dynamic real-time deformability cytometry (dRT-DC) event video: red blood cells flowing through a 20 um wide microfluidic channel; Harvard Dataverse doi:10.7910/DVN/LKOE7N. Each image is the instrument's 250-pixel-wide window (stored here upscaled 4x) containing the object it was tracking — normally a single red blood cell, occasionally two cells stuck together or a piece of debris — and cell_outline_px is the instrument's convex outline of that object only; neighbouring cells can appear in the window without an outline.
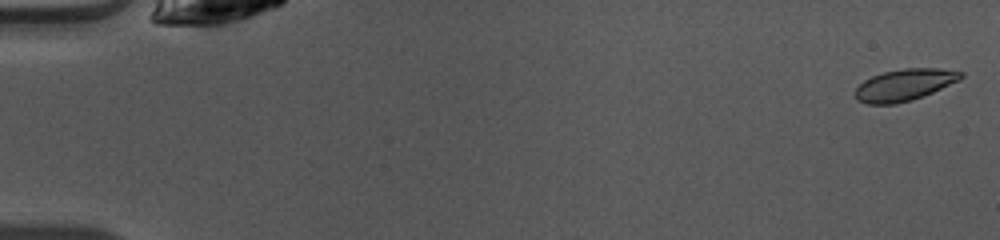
{"species": "common noctule bat (a hibernating species)", "species_latin": "Nyctalus noctula", "temperature_condition": "warm", "stored_images_in_passage": 49, "camera_frame_rate_fps": 3000, "um_per_image_px": 0.085, "animal": {"sex": "female", "body_mass_g": 10.0, "forearm_length_mm": 53.1}, "frame": {"image": 1, "passage_image": 1, "time_ms": 0.0, "image_size_px": [1000, 240], "cell_outline_px": [[964, 76], [960, 80], [932, 92], [912, 100], [896, 104], [864, 104], [856, 100], [856, 88], [864, 80], [872, 76], [884, 72], [904, 68], [940, 68], [964, 72]], "centroid_in_image_um": [76.88, 7.21], "position_along_channel_um": 8.1, "area_um2": 19.54}}
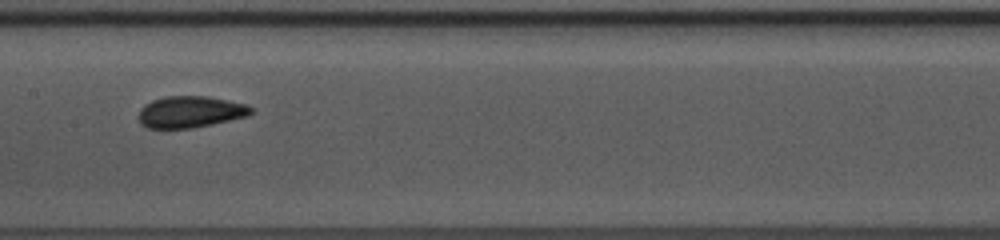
{"frame": {"image": 2, "passage_image": 25, "time_ms": 8.0, "image_size_px": [1000, 240], "cell_outline_px": [[252, 112], [248, 116], [212, 124], [192, 128], [148, 128], [140, 124], [140, 108], [144, 104], [152, 100], [164, 96], [208, 96], [248, 104], [252, 108]], "centroid_in_image_um": [16.18, 9.5], "position_along_channel_um": 191.2, "area_um2": 20.75}}
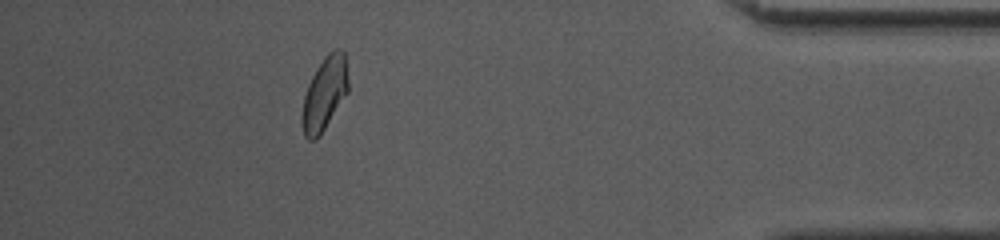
{"frame": {"image": 3, "passage_image": 44, "time_ms": 14.333, "image_size_px": [1000, 240], "cell_outline_px": [[348, 92], [320, 136], [316, 140], [308, 140], [304, 136], [300, 120], [304, 96], [308, 84], [316, 68], [324, 56], [332, 48], [340, 48], [344, 52], [348, 80]], "centroid_in_image_um": [27.57, 7.97], "position_along_channel_um": 407.6, "area_um2": 20.0}, "authors_computed_cell_mechanics": {"area_um2": 19.9988, "velocity_mm_per_s": 4.0822, "shape_relaxation_time_tau1_ms": 2.4994, "shape_relaxation_time_tau2_ms": 1.1613, "deformation_change_tau1": 0.0984, "deformation_change_tau2": 0.055}}